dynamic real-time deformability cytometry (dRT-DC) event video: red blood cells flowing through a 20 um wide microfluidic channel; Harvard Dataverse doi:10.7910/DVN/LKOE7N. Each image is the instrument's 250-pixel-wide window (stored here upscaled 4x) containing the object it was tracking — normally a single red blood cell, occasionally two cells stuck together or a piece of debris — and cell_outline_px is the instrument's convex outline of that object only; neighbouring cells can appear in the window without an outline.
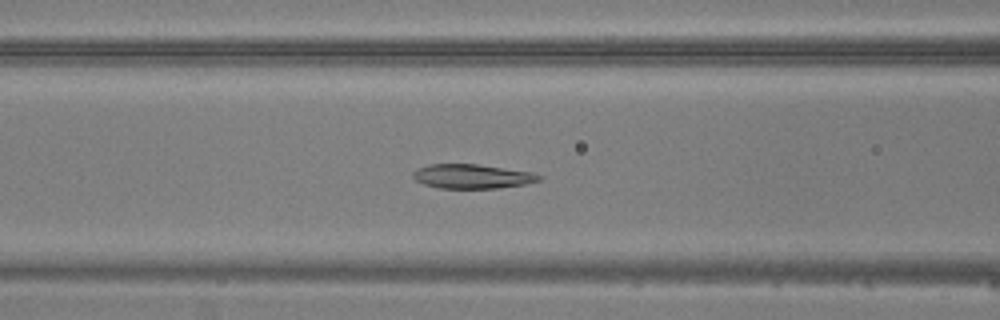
{"species": "common noctule bat (a hibernating species)", "species_latin": "Nyctalus noctula", "temperature_condition": "warm", "stored_images_in_passage": 48, "camera_frame_rate_fps": 3000, "um_per_image_px": 0.085, "animal": {"sex": "male", "body_mass_g": 20.5, "forearm_length_mm": 52.5}, "frame": {"image": 1, "passage_image": 20, "time_ms": 6.333, "image_size_px": [1000, 320], "cell_outline_px": [[540, 180], [524, 184], [500, 188], [440, 188], [424, 184], [416, 180], [412, 176], [412, 172], [416, 168], [428, 164], [476, 164], [532, 172], [540, 176]], "centroid_in_image_um": [40.08, 14.98], "position_along_channel_um": 126.5, "area_um2": 17.74}}
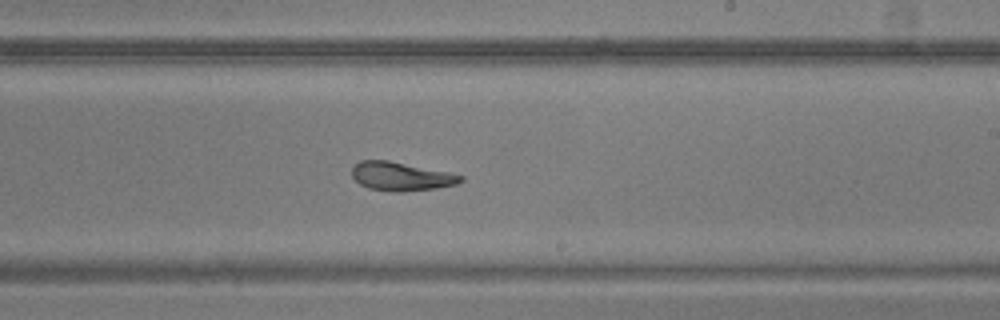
{"frame": {"image": 2, "passage_image": 29, "time_ms": 9.333, "image_size_px": [1000, 320], "cell_outline_px": [[464, 180], [456, 184], [436, 188], [400, 192], [396, 192], [368, 188], [360, 184], [352, 176], [352, 164], [360, 160], [388, 160], [448, 172], [464, 176]], "centroid_in_image_um": [34.06, 14.98], "position_along_channel_um": 254.9, "area_um2": 18.15}}
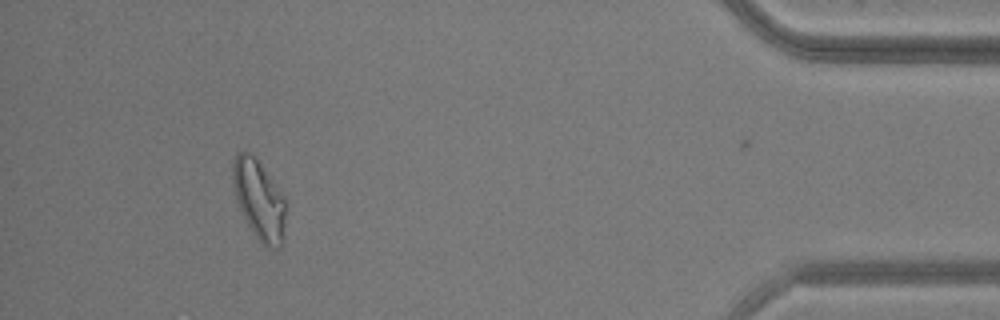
{"frame": {"image": 3, "passage_image": 44, "time_ms": 14.333, "image_size_px": [1000, 320], "cell_outline_px": [[284, 240], [280, 248], [268, 248], [256, 236], [248, 224], [236, 200], [232, 184], [232, 164], [236, 152], [248, 152], [256, 156], [284, 196]], "centroid_in_image_um": [22.0, 16.94], "position_along_channel_um": 413.2, "area_um2": 24.51}}